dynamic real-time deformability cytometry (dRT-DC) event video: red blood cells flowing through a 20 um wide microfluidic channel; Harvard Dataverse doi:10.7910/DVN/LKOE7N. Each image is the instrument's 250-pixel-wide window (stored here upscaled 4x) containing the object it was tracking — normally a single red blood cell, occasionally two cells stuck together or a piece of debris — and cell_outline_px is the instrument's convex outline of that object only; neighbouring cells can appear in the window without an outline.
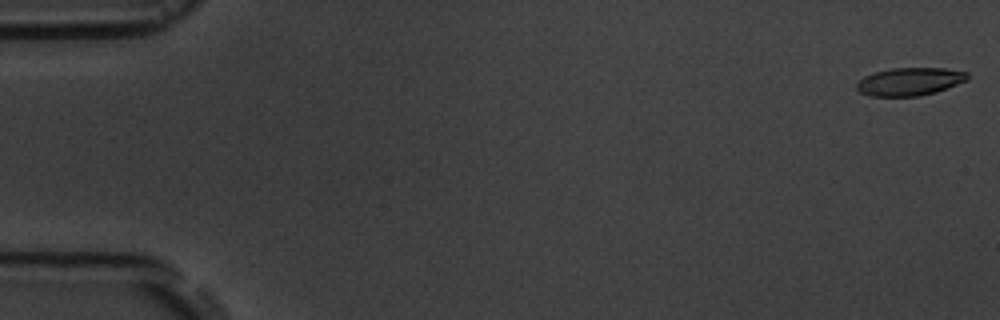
{"species": "common noctule bat (a hibernating species)", "species_latin": "Nyctalus noctula", "temperature_condition": "room temperature", "stored_images_in_passage": 5, "camera_frame_rate_fps": 3000, "um_per_image_px": 0.085, "animal": {"sex": "male", "body_mass_g": 19.5, "forearm_length_mm": 54.6}, "frame": {"image": 1, "passage_image": 1, "time_ms": 0.0, "image_size_px": [1000, 320], "cell_outline_px": [[968, 80], [936, 92], [916, 96], [872, 96], [860, 92], [856, 88], [856, 84], [864, 76], [876, 72], [892, 68], [944, 68], [968, 72]], "centroid_in_image_um": [77.34, 6.93], "position_along_channel_um": 7.7, "area_um2": 17.92}}
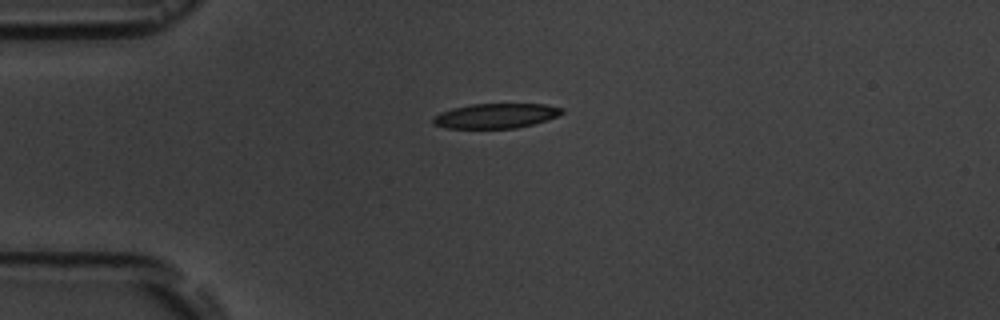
{"frame": {"image": 2, "passage_image": 4, "time_ms": 4.333, "image_size_px": [1000, 320], "cell_outline_px": [[564, 112], [556, 116], [532, 124], [516, 128], [444, 128], [432, 124], [432, 116], [440, 112], [452, 108], [472, 104], [544, 104], [564, 108]], "centroid_in_image_um": [42.08, 9.84], "position_along_channel_um": 42.9, "area_um2": 18.61}}